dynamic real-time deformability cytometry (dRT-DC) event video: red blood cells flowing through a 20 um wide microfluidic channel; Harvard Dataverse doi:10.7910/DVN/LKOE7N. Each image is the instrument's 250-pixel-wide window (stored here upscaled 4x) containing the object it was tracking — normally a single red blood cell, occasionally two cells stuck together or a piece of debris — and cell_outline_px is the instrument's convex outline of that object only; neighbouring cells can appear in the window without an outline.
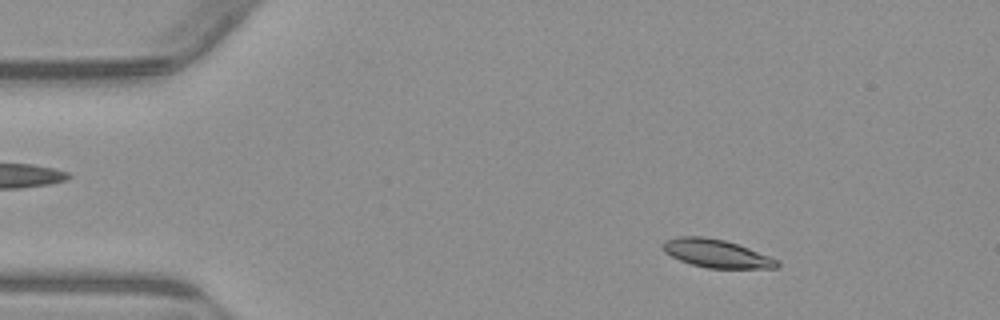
{"species": "common noctule bat (a hibernating species)", "species_latin": "Nyctalus noctula", "temperature_condition": "warm", "stored_images_in_passage": 53, "camera_frame_rate_fps": 3000, "um_per_image_px": 0.085, "animal": {"sex": "male", "body_mass_g": 23.1, "forearm_length_mm": 52.7}, "frame": {"image": 1, "passage_image": 7, "time_ms": 2.0, "image_size_px": [1000, 320], "cell_outline_px": [[780, 264], [776, 268], [708, 268], [692, 264], [680, 260], [664, 252], [660, 244], [664, 240], [680, 236], [704, 236], [724, 240], [748, 248], [768, 256], [776, 260]], "centroid_in_image_um": [60.83, 21.53], "position_along_channel_um": 24.2, "area_um2": 18.55}}
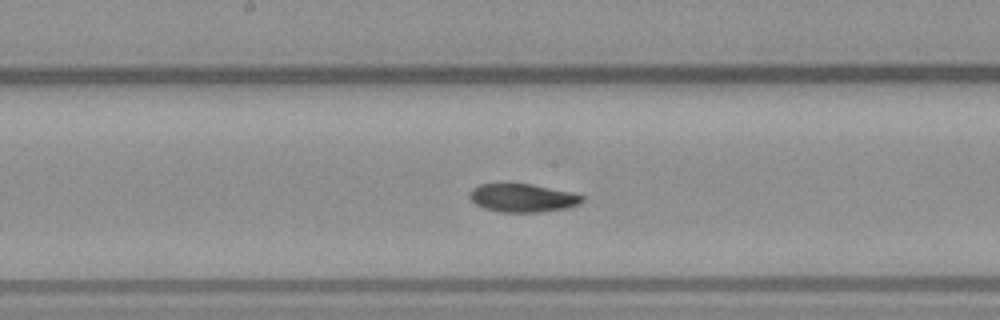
{"frame": {"image": 2, "passage_image": 27, "time_ms": 8.667, "image_size_px": [1000, 320], "cell_outline_px": [[584, 200], [580, 204], [564, 208], [536, 212], [500, 212], [484, 208], [476, 204], [468, 196], [468, 192], [472, 188], [480, 184], [532, 184], [572, 192], [584, 196]], "centroid_in_image_um": [44.41, 16.82], "position_along_channel_um": 203.8, "area_um2": 18.5}}
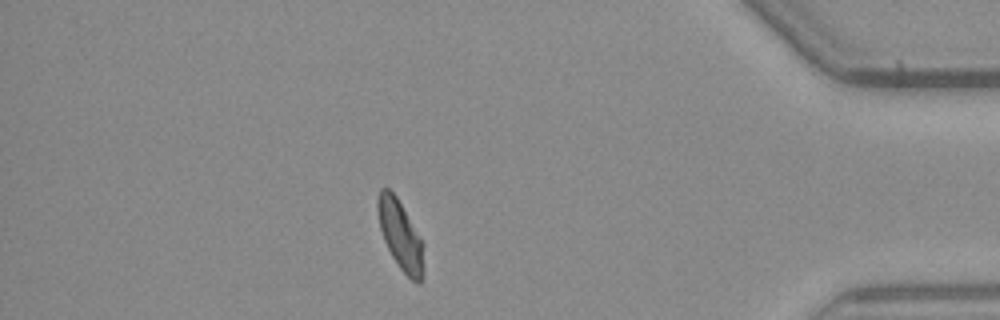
{"frame": {"image": 3, "passage_image": 46, "time_ms": 15.0, "image_size_px": [1000, 320], "cell_outline_px": [[424, 276], [420, 284], [416, 284], [400, 268], [392, 256], [384, 240], [380, 228], [376, 208], [376, 200], [380, 188], [388, 188], [396, 196], [420, 236], [424, 244]], "centroid_in_image_um": [34.05, 20.02], "position_along_channel_um": 401.1, "area_um2": 18.79}, "authors_computed_cell_mechanics": {"area_um2": 18.8428, "velocity_mm_per_s": 3.8214, "shape_relaxation_time_tau1_ms": null, "shape_relaxation_time_tau2_ms": 3.1567, "deformation_change_tau1": null, "deformation_change_tau2": 0.0708}}